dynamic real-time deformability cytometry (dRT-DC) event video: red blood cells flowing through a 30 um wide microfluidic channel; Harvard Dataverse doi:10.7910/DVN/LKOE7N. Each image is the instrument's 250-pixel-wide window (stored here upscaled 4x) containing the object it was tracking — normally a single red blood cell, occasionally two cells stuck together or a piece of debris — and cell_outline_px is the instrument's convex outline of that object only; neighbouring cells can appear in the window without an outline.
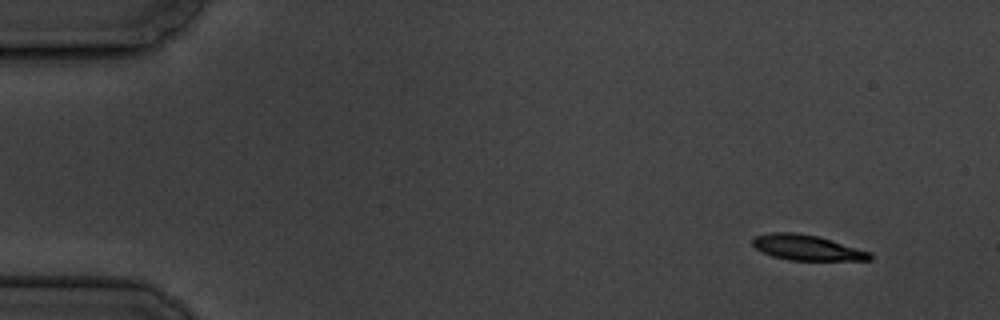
{"species": "common noctule bat (a hibernating species)", "species_latin": "Nyctalus noctula", "temperature_condition": "cold", "stored_images_in_passage": 4, "camera_frame_rate_fps": 3000, "um_per_image_px": 0.085, "animal": {"sex": "male", "body_mass_g": 19.5, "forearm_length_mm": 54.6}, "frame": {"image": 1, "passage_image": 1, "time_ms": 0.0, "image_size_px": [1000, 320], "cell_outline_px": [[872, 260], [788, 260], [772, 256], [756, 248], [752, 244], [752, 236], [772, 232], [792, 232], [820, 236], [872, 252]], "centroid_in_image_um": [68.6, 21.04], "position_along_channel_um": 16.4, "area_um2": 17.51}}
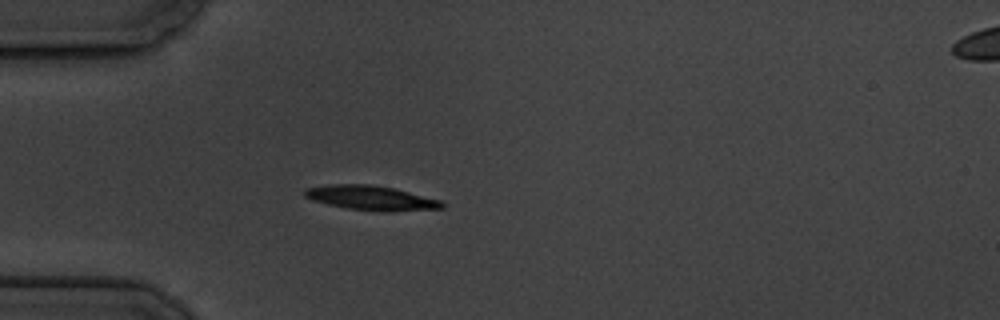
{"frame": {"image": 2, "passage_image": 4, "time_ms": 4.0, "image_size_px": [1000, 320], "cell_outline_px": [[444, 208], [388, 212], [348, 208], [328, 204], [312, 200], [304, 196], [304, 188], [332, 184], [368, 184], [392, 188], [440, 200], [444, 204]], "centroid_in_image_um": [31.52, 16.82], "position_along_channel_um": 53.5, "area_um2": 19.36}}